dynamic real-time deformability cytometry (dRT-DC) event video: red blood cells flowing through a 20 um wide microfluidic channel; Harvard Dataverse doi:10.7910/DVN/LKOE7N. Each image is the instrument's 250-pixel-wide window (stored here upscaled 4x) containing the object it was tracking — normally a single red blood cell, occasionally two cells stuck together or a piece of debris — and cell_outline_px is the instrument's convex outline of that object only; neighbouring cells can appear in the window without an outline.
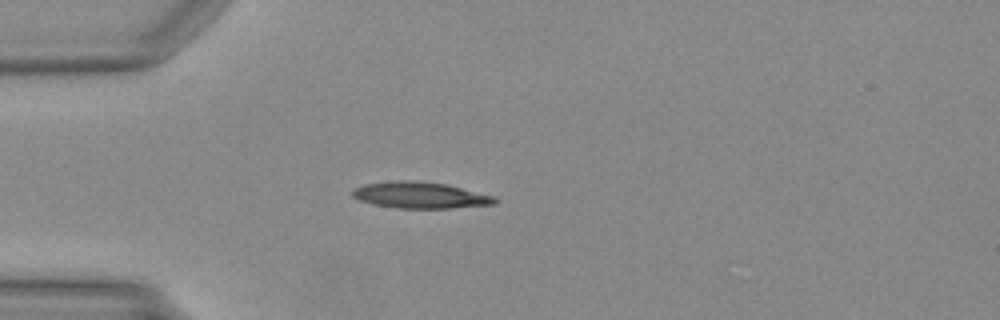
{"species": "Egyptian fruit bat (a non-hibernating species)", "species_latin": "Rousettus aegyptiacus", "temperature_condition": "warm", "stored_images_in_passage": 37, "camera_frame_rate_fps": 3000, "um_per_image_px": 0.085, "animal": {"sex": "female"}, "frame": {"image": 1, "passage_image": 1, "time_ms": 0.0, "image_size_px": [1000, 320], "cell_outline_px": [[496, 204], [452, 208], [396, 208], [372, 204], [360, 200], [352, 196], [352, 188], [364, 184], [396, 180], [412, 180], [448, 184], [492, 196], [496, 200]], "centroid_in_image_um": [35.66, 16.58], "position_along_channel_um": 49.3, "area_um2": 21.85}}
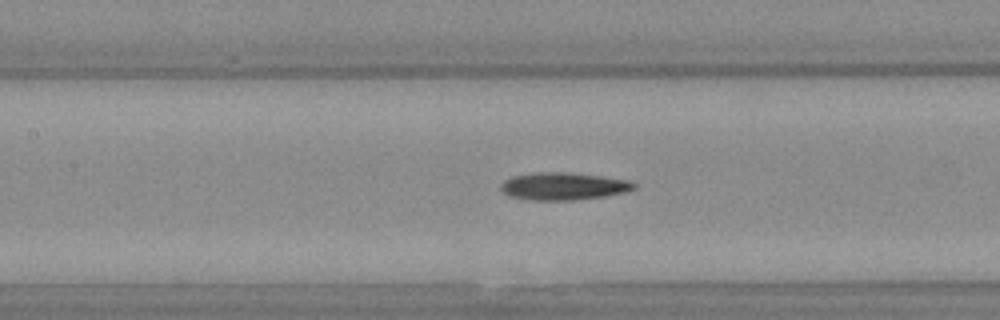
{"frame": {"image": 2, "passage_image": 10, "time_ms": 3.0, "image_size_px": [1000, 320], "cell_outline_px": [[636, 188], [624, 192], [604, 196], [576, 200], [528, 200], [508, 196], [500, 188], [500, 184], [504, 180], [512, 176], [540, 172], [568, 172], [604, 176], [628, 180], [636, 184]], "centroid_in_image_um": [47.87, 15.83], "position_along_channel_um": 159.5, "area_um2": 21.44}}
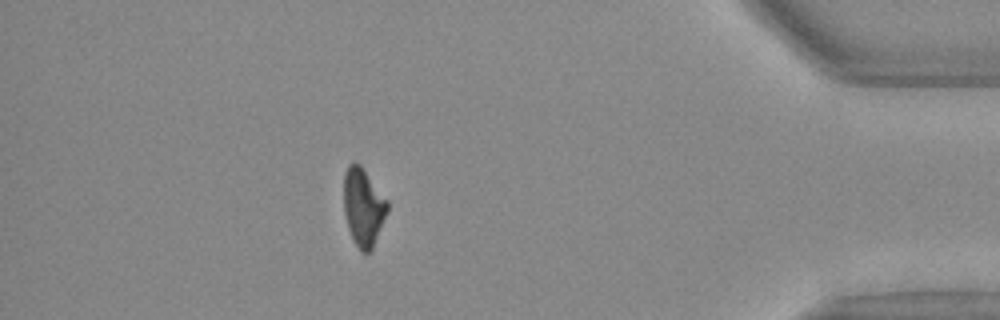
{"frame": {"image": 3, "passage_image": 31, "time_ms": 10.0, "image_size_px": [1000, 320], "cell_outline_px": [[388, 212], [372, 248], [368, 252], [360, 252], [352, 240], [348, 228], [344, 212], [344, 176], [348, 164], [360, 164], [388, 200]], "centroid_in_image_um": [30.88, 17.62], "position_along_channel_um": 404.3, "area_um2": 19.77}}